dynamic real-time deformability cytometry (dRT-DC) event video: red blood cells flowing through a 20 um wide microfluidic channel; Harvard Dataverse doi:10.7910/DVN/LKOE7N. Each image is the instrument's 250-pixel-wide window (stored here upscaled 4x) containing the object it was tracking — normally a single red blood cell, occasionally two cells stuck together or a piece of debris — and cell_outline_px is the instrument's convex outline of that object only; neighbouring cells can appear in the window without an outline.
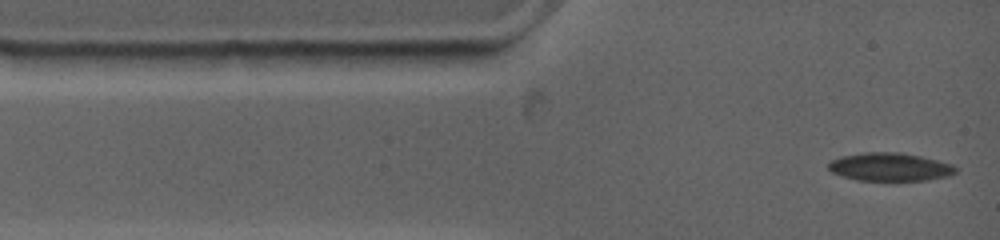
{"species": "common noctule bat (a hibernating species)", "species_latin": "Nyctalus noctula", "temperature_condition": "warm", "stored_images_in_passage": 35, "camera_frame_rate_fps": 4500, "um_per_image_px": 0.085, "animal": {"sex": "female", "body_mass_g": 19.0, "forearm_length_mm": 53.3}, "frame": {"image": 1, "passage_image": 1, "time_ms": 0.0, "image_size_px": [1000, 240], "cell_outline_px": [[956, 172], [948, 176], [924, 180], [860, 180], [844, 176], [832, 172], [828, 168], [828, 164], [832, 160], [844, 156], [868, 152], [900, 152], [920, 156], [936, 160], [948, 164], [956, 168]], "centroid_in_image_um": [75.63, 14.18], "position_along_channel_um": 9.4, "area_um2": 20.35}}
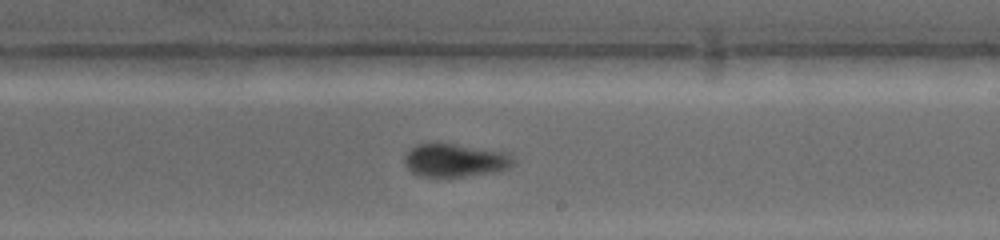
{"frame": {"image": 2, "passage_image": 20, "time_ms": 7.333, "image_size_px": [1000, 240], "cell_outline_px": [[516, 164], [508, 168], [496, 172], [436, 180], [416, 176], [404, 164], [404, 156], [416, 144], [432, 140], [436, 140], [504, 152], [512, 156]], "centroid_in_image_um": [38.6, 13.63], "position_along_channel_um": 250.4, "area_um2": 22.37}}
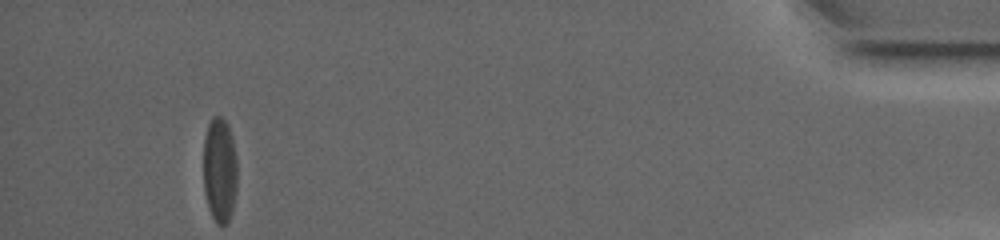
{"frame": {"image": 3, "passage_image": 35, "time_ms": 14.444, "image_size_px": [1000, 240], "cell_outline_px": [[236, 192], [232, 212], [228, 224], [216, 224], [212, 216], [204, 192], [204, 136], [208, 124], [216, 116], [220, 116], [228, 124], [232, 136], [236, 156]], "centroid_in_image_um": [18.68, 14.47], "position_along_channel_um": 416.5, "area_um2": 20.75}, "authors_computed_cell_mechanics": {"area_um2": 21.3282, "velocity_mm_per_s": 3.7654, "shape_relaxation_time_tau1_ms": 5.6695, "shape_relaxation_time_tau2_ms": 1.6789, "deformation_change_tau1": 0.1784, "deformation_change_tau2": 0.061}}